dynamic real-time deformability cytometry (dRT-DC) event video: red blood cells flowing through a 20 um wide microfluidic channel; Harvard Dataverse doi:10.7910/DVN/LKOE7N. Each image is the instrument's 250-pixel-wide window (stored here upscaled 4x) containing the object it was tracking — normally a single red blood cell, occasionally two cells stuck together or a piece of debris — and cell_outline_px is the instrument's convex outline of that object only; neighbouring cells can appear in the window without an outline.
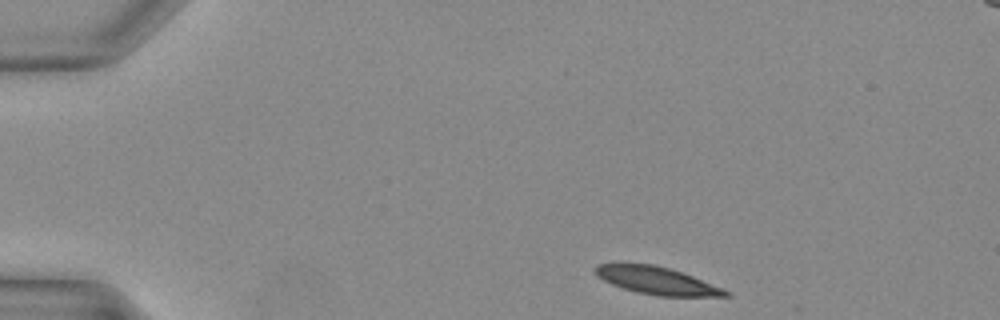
{"species": "Egyptian fruit bat (a non-hibernating species)", "species_latin": "Rousettus aegyptiacus", "temperature_condition": "warm", "stored_images_in_passage": 33, "camera_frame_rate_fps": 3000, "um_per_image_px": 0.085, "animal": {"sex": "female"}, "frame": {"image": 1, "passage_image": 1, "time_ms": 0.0, "image_size_px": [1000, 320], "cell_outline_px": [[732, 296], [656, 296], [636, 292], [612, 284], [596, 276], [596, 264], [612, 260], [624, 260], [656, 264], [684, 272], [724, 288], [732, 292]], "centroid_in_image_um": [55.78, 23.78], "position_along_channel_um": 29.2, "area_um2": 22.02}}
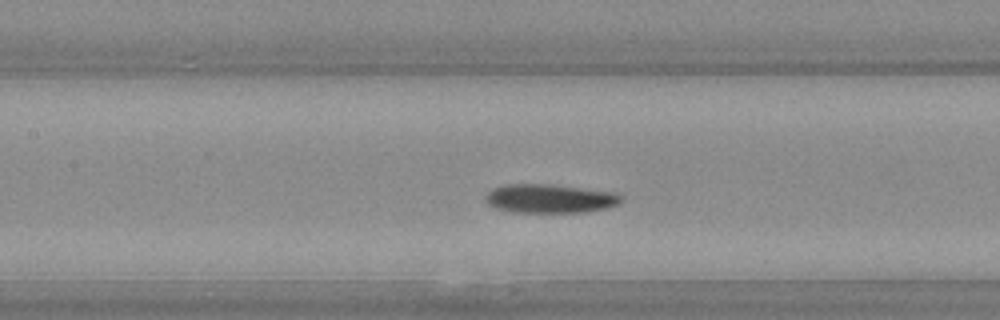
{"frame": {"image": 2, "passage_image": 13, "time_ms": 4.0, "image_size_px": [1000, 320], "cell_outline_px": [[624, 200], [608, 208], [584, 212], [512, 212], [496, 208], [488, 204], [484, 200], [488, 192], [492, 188], [508, 184], [552, 184], [612, 192], [620, 196]], "centroid_in_image_um": [46.71, 16.88], "position_along_channel_um": 160.7, "area_um2": 22.72}}
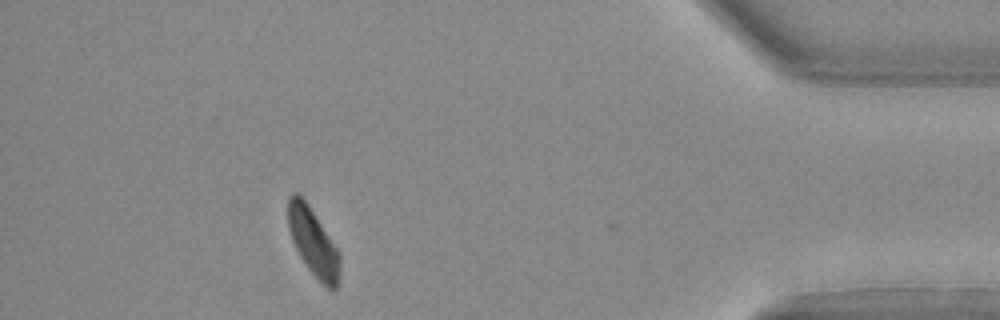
{"frame": {"image": 3, "passage_image": 30, "time_ms": 9.667, "image_size_px": [1000, 320], "cell_outline_px": [[340, 280], [336, 288], [332, 292], [308, 268], [300, 256], [292, 240], [288, 228], [288, 196], [292, 192], [296, 192], [308, 204], [340, 252]], "centroid_in_image_um": [26.64, 20.59], "position_along_channel_um": 408.6, "area_um2": 20.35}}